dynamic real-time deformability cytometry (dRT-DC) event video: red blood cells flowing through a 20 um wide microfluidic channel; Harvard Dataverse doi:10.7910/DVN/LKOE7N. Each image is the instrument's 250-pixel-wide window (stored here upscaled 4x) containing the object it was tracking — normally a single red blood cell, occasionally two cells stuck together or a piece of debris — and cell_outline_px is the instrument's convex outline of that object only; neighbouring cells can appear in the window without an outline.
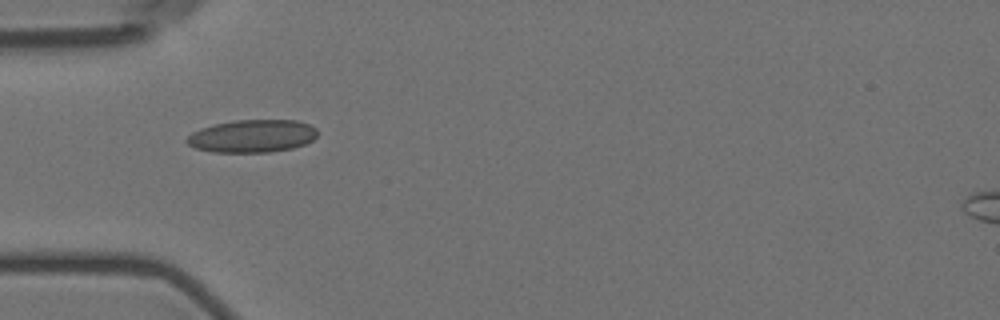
{"species": "Egyptian fruit bat (a non-hibernating species)", "species_latin": "Rousettus aegyptiacus", "temperature_condition": "room temperature", "stored_images_in_passage": 2, "camera_frame_rate_fps": 3000, "um_per_image_px": 0.085, "animal": {"sex": "female"}, "frame": {"image": 1, "passage_image": 1, "time_ms": 0.0, "image_size_px": [1000, 320], "cell_outline_px": [[316, 136], [312, 140], [304, 144], [292, 148], [268, 152], [212, 152], [196, 148], [188, 144], [184, 140], [192, 132], [200, 128], [216, 124], [236, 120], [296, 120], [308, 124], [316, 128]], "centroid_in_image_um": [21.42, 11.56], "position_along_channel_um": 63.6, "area_um2": 24.8}}
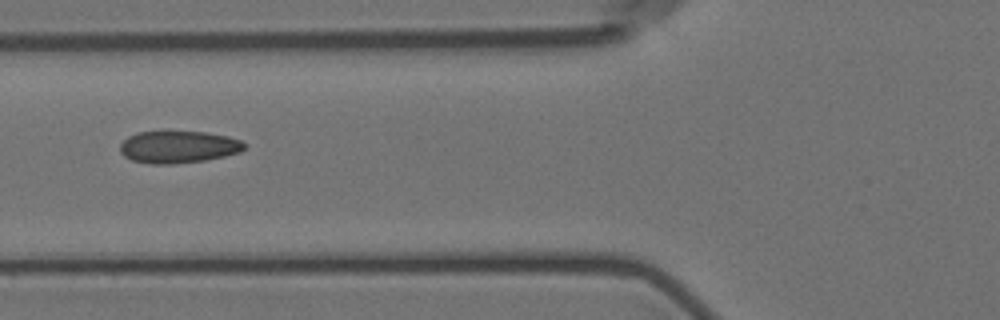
{"frame": {"image": 2, "passage_image": 2, "time_ms": 1.333, "image_size_px": [1000, 320], "cell_outline_px": [[244, 148], [240, 152], [224, 156], [204, 160], [172, 164], [152, 164], [132, 160], [124, 156], [120, 152], [120, 144], [128, 136], [136, 132], [204, 132], [228, 136], [240, 140], [244, 144]], "centroid_in_image_um": [15.13, 12.49], "position_along_channel_um": 110.7, "area_um2": 23.12}}